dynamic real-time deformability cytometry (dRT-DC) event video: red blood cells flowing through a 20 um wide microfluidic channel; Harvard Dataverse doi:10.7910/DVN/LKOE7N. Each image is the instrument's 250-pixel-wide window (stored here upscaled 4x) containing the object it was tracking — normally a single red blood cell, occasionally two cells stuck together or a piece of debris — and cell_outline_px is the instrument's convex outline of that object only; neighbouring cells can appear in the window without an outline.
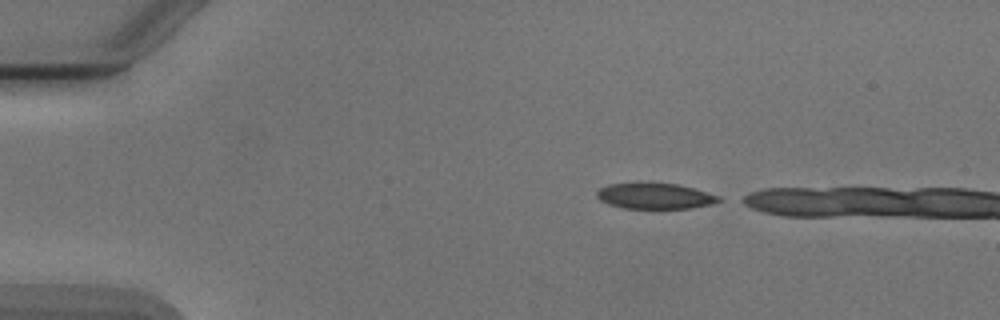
{"species": "Egyptian fruit bat (a non-hibernating species)", "species_latin": "Rousettus aegyptiacus", "temperature_condition": "cold", "stored_images_in_passage": 6, "camera_frame_rate_fps": 3000, "um_per_image_px": 0.085, "animal": {"sex": "male"}, "frame": {"image": 1, "passage_image": 1, "time_ms": 0.0, "image_size_px": [1000, 320], "cell_outline_px": [[724, 200], [712, 204], [692, 208], [624, 208], [608, 204], [600, 200], [596, 196], [596, 192], [600, 188], [608, 184], [636, 180], [648, 180], [676, 184], [692, 188], [720, 196]], "centroid_in_image_um": [55.62, 16.61], "position_along_channel_um": 29.4, "area_um2": 19.13}}
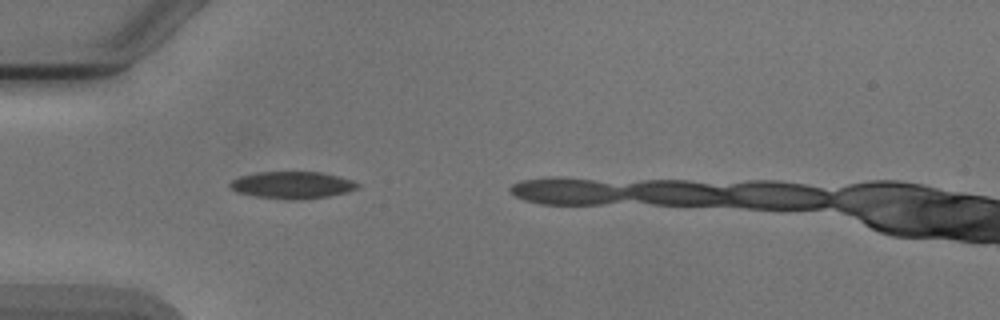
{"frame": {"image": 2, "passage_image": 3, "time_ms": 2.333, "image_size_px": [1000, 320], "cell_outline_px": [[360, 188], [348, 192], [328, 196], [300, 200], [288, 200], [256, 196], [236, 192], [228, 184], [232, 180], [240, 176], [256, 172], [320, 172], [352, 180], [360, 184]], "centroid_in_image_um": [24.85, 15.73], "position_along_channel_um": 60.1, "area_um2": 20.17}}
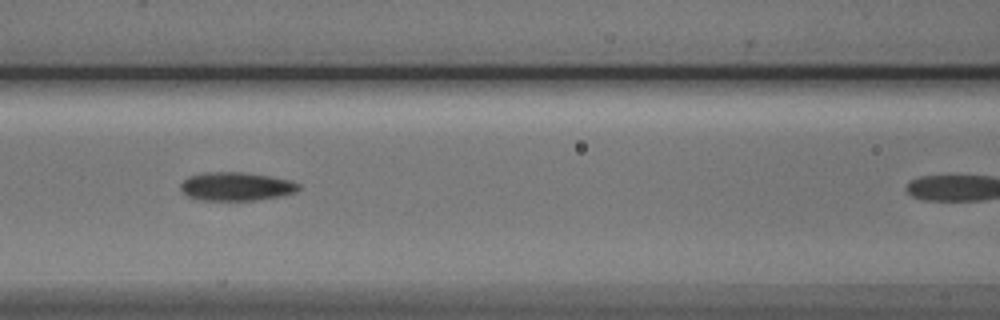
{"frame": {"image": 3, "passage_image": 5, "time_ms": 4.667, "image_size_px": [1000, 320], "cell_outline_px": [[300, 188], [296, 192], [280, 196], [256, 200], [200, 200], [188, 196], [180, 188], [180, 184], [188, 176], [204, 172], [244, 172], [268, 176], [288, 180], [300, 184]], "centroid_in_image_um": [20.06, 15.84], "position_along_channel_um": 146.5, "area_um2": 19.54}}